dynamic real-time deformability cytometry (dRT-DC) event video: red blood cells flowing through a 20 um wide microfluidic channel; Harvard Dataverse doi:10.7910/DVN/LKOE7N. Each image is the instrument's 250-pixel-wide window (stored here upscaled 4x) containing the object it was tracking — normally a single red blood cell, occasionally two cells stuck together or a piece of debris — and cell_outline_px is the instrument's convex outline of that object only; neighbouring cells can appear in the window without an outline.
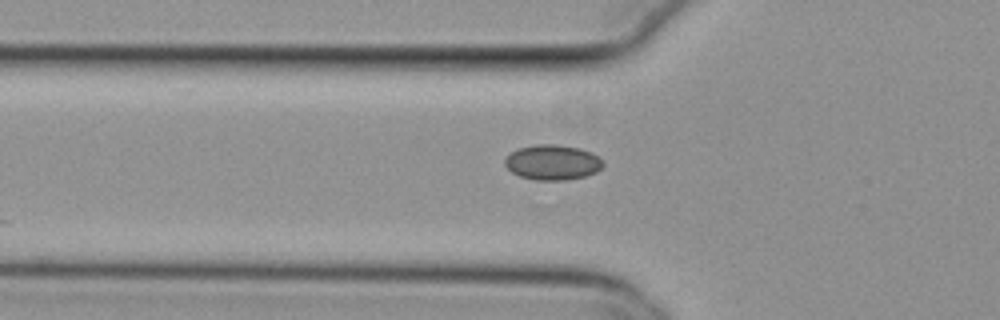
{"species": "common noctule bat (a hibernating species)", "species_latin": "Nyctalus noctula", "temperature_condition": "cold", "stored_images_in_passage": 35, "camera_frame_rate_fps": 3000, "um_per_image_px": 0.085, "animal": {"sex": "female", "body_mass_g": 29.2, "forearm_length_mm": 56.3}, "frame": {"image": 1, "passage_image": 2, "time_ms": 0.333, "image_size_px": [1000, 320], "cell_outline_px": [[604, 164], [596, 172], [584, 176], [564, 180], [536, 180], [520, 176], [512, 172], [504, 164], [504, 160], [516, 148], [536, 144], [556, 144], [580, 148], [592, 152], [604, 160]], "centroid_in_image_um": [46.97, 13.78], "position_along_channel_um": 78.8, "area_um2": 20.17}}
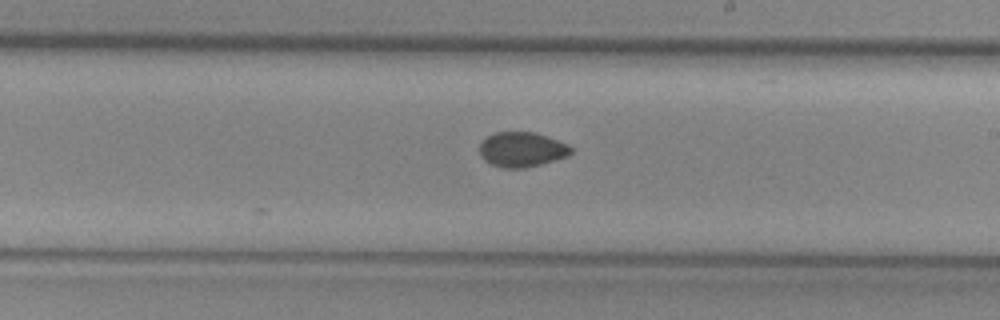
{"frame": {"image": 2, "passage_image": 15, "time_ms": 4.667, "image_size_px": [1000, 320], "cell_outline_px": [[572, 152], [568, 156], [540, 164], [524, 168], [504, 168], [492, 164], [484, 160], [480, 156], [480, 144], [488, 136], [496, 132], [536, 132], [548, 136], [568, 144], [572, 148]], "centroid_in_image_um": [44.37, 12.7], "position_along_channel_um": 244.6, "area_um2": 18.55}}
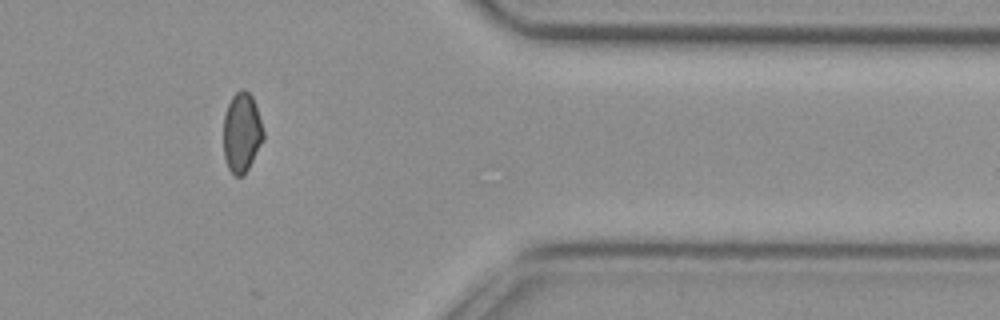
{"frame": {"image": 3, "passage_image": 28, "time_ms": 9.0, "image_size_px": [1000, 320], "cell_outline_px": [[264, 140], [244, 176], [236, 176], [228, 168], [224, 156], [224, 116], [228, 104], [232, 96], [240, 88], [244, 88], [252, 96], [264, 132]], "centroid_in_image_um": [20.55, 11.27], "position_along_channel_um": 390.9, "area_um2": 18.5}, "authors_computed_cell_mechanics": {"area_um2": 18.9006, "velocity_mm_per_s": 3.8131, "shape_relaxation_time_tau1_ms": null, "shape_relaxation_time_tau2_ms": 4.4407, "deformation_change_tau1": null, "deformation_change_tau2": 0.0545}}